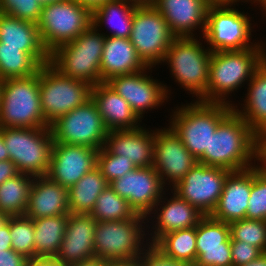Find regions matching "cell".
Wrapping results in <instances>:
<instances>
[{
  "label": "cell",
  "mask_w": 266,
  "mask_h": 266,
  "mask_svg": "<svg viewBox=\"0 0 266 266\" xmlns=\"http://www.w3.org/2000/svg\"><path fill=\"white\" fill-rule=\"evenodd\" d=\"M256 149L257 134L232 110L211 134L209 151L197 161L231 172L242 171L256 166Z\"/></svg>",
  "instance_id": "6da1fadb"
},
{
  "label": "cell",
  "mask_w": 266,
  "mask_h": 266,
  "mask_svg": "<svg viewBox=\"0 0 266 266\" xmlns=\"http://www.w3.org/2000/svg\"><path fill=\"white\" fill-rule=\"evenodd\" d=\"M266 47L212 52L206 102L234 106L228 98L249 83L255 71L266 60ZM246 82V83H245ZM235 90V91H234Z\"/></svg>",
  "instance_id": "7a4b0ae2"
},
{
  "label": "cell",
  "mask_w": 266,
  "mask_h": 266,
  "mask_svg": "<svg viewBox=\"0 0 266 266\" xmlns=\"http://www.w3.org/2000/svg\"><path fill=\"white\" fill-rule=\"evenodd\" d=\"M175 110V111H174ZM171 112L169 127L182 141L187 150L198 160L209 151V142L219 123L233 110L221 103L199 100L177 106Z\"/></svg>",
  "instance_id": "3957f363"
},
{
  "label": "cell",
  "mask_w": 266,
  "mask_h": 266,
  "mask_svg": "<svg viewBox=\"0 0 266 266\" xmlns=\"http://www.w3.org/2000/svg\"><path fill=\"white\" fill-rule=\"evenodd\" d=\"M105 33L91 24L76 39L50 53L49 63L61 74L94 86L101 83L100 63Z\"/></svg>",
  "instance_id": "277c9868"
},
{
  "label": "cell",
  "mask_w": 266,
  "mask_h": 266,
  "mask_svg": "<svg viewBox=\"0 0 266 266\" xmlns=\"http://www.w3.org/2000/svg\"><path fill=\"white\" fill-rule=\"evenodd\" d=\"M196 37H176L162 63L168 64L171 77L180 88L190 93L192 98L206 102L212 52Z\"/></svg>",
  "instance_id": "5b68a950"
},
{
  "label": "cell",
  "mask_w": 266,
  "mask_h": 266,
  "mask_svg": "<svg viewBox=\"0 0 266 266\" xmlns=\"http://www.w3.org/2000/svg\"><path fill=\"white\" fill-rule=\"evenodd\" d=\"M50 127L40 105L39 70L25 78L1 81L0 128Z\"/></svg>",
  "instance_id": "8992f818"
},
{
  "label": "cell",
  "mask_w": 266,
  "mask_h": 266,
  "mask_svg": "<svg viewBox=\"0 0 266 266\" xmlns=\"http://www.w3.org/2000/svg\"><path fill=\"white\" fill-rule=\"evenodd\" d=\"M247 14L236 9L235 4H210L202 35L205 46H209L211 52L266 47L262 40L251 42L252 17Z\"/></svg>",
  "instance_id": "52a82bcc"
},
{
  "label": "cell",
  "mask_w": 266,
  "mask_h": 266,
  "mask_svg": "<svg viewBox=\"0 0 266 266\" xmlns=\"http://www.w3.org/2000/svg\"><path fill=\"white\" fill-rule=\"evenodd\" d=\"M91 90L92 85L61 74L50 63L39 68L40 105L49 126L90 100Z\"/></svg>",
  "instance_id": "ba28073f"
},
{
  "label": "cell",
  "mask_w": 266,
  "mask_h": 266,
  "mask_svg": "<svg viewBox=\"0 0 266 266\" xmlns=\"http://www.w3.org/2000/svg\"><path fill=\"white\" fill-rule=\"evenodd\" d=\"M9 159L20 173L46 176L54 144L50 127L2 128Z\"/></svg>",
  "instance_id": "9c48e42d"
},
{
  "label": "cell",
  "mask_w": 266,
  "mask_h": 266,
  "mask_svg": "<svg viewBox=\"0 0 266 266\" xmlns=\"http://www.w3.org/2000/svg\"><path fill=\"white\" fill-rule=\"evenodd\" d=\"M146 221L147 218H130L97 222L94 233L95 257L105 261L139 257L148 244Z\"/></svg>",
  "instance_id": "30bf717a"
},
{
  "label": "cell",
  "mask_w": 266,
  "mask_h": 266,
  "mask_svg": "<svg viewBox=\"0 0 266 266\" xmlns=\"http://www.w3.org/2000/svg\"><path fill=\"white\" fill-rule=\"evenodd\" d=\"M92 24V12L76 0H63L42 7L37 27L46 50L76 39Z\"/></svg>",
  "instance_id": "8fae6325"
},
{
  "label": "cell",
  "mask_w": 266,
  "mask_h": 266,
  "mask_svg": "<svg viewBox=\"0 0 266 266\" xmlns=\"http://www.w3.org/2000/svg\"><path fill=\"white\" fill-rule=\"evenodd\" d=\"M175 38L164 16L153 5L135 8L129 39L148 67L162 64Z\"/></svg>",
  "instance_id": "7c38bea8"
},
{
  "label": "cell",
  "mask_w": 266,
  "mask_h": 266,
  "mask_svg": "<svg viewBox=\"0 0 266 266\" xmlns=\"http://www.w3.org/2000/svg\"><path fill=\"white\" fill-rule=\"evenodd\" d=\"M50 129L54 143L82 145L98 151L105 145L108 134L92 98L58 118Z\"/></svg>",
  "instance_id": "4fadbf2b"
},
{
  "label": "cell",
  "mask_w": 266,
  "mask_h": 266,
  "mask_svg": "<svg viewBox=\"0 0 266 266\" xmlns=\"http://www.w3.org/2000/svg\"><path fill=\"white\" fill-rule=\"evenodd\" d=\"M231 171L197 162L171 190L204 216L215 210L227 176Z\"/></svg>",
  "instance_id": "5bb4252c"
},
{
  "label": "cell",
  "mask_w": 266,
  "mask_h": 266,
  "mask_svg": "<svg viewBox=\"0 0 266 266\" xmlns=\"http://www.w3.org/2000/svg\"><path fill=\"white\" fill-rule=\"evenodd\" d=\"M151 71L152 67H148L133 74L112 77L106 82L129 103L141 120L145 113L166 103L172 93L170 87L149 75Z\"/></svg>",
  "instance_id": "9a60e30c"
},
{
  "label": "cell",
  "mask_w": 266,
  "mask_h": 266,
  "mask_svg": "<svg viewBox=\"0 0 266 266\" xmlns=\"http://www.w3.org/2000/svg\"><path fill=\"white\" fill-rule=\"evenodd\" d=\"M162 128L155 129L153 167L163 185L171 189L198 161L168 125Z\"/></svg>",
  "instance_id": "2e32d148"
},
{
  "label": "cell",
  "mask_w": 266,
  "mask_h": 266,
  "mask_svg": "<svg viewBox=\"0 0 266 266\" xmlns=\"http://www.w3.org/2000/svg\"><path fill=\"white\" fill-rule=\"evenodd\" d=\"M109 185L129 202L136 213L145 217L153 210L163 193L169 190L163 185L153 166L137 167L123 177L114 179Z\"/></svg>",
  "instance_id": "e0dca14e"
},
{
  "label": "cell",
  "mask_w": 266,
  "mask_h": 266,
  "mask_svg": "<svg viewBox=\"0 0 266 266\" xmlns=\"http://www.w3.org/2000/svg\"><path fill=\"white\" fill-rule=\"evenodd\" d=\"M170 191L173 196H170L168 199V196H166L168 194H165L164 192L161 199L155 204L153 210L148 216H146L147 223H150L149 221L154 217L150 223L154 226L146 224V227L148 228L147 235L149 236H147L148 243L155 244L163 235L169 232L195 227L204 217L195 206H192L186 200L181 199L171 189ZM152 214H155L156 216H153Z\"/></svg>",
  "instance_id": "ac0fdd59"
},
{
  "label": "cell",
  "mask_w": 266,
  "mask_h": 266,
  "mask_svg": "<svg viewBox=\"0 0 266 266\" xmlns=\"http://www.w3.org/2000/svg\"><path fill=\"white\" fill-rule=\"evenodd\" d=\"M97 154L87 146L54 143L46 176L69 189L97 166Z\"/></svg>",
  "instance_id": "d6986e66"
},
{
  "label": "cell",
  "mask_w": 266,
  "mask_h": 266,
  "mask_svg": "<svg viewBox=\"0 0 266 266\" xmlns=\"http://www.w3.org/2000/svg\"><path fill=\"white\" fill-rule=\"evenodd\" d=\"M195 266H232L229 223L204 216L196 226Z\"/></svg>",
  "instance_id": "ffe728a7"
},
{
  "label": "cell",
  "mask_w": 266,
  "mask_h": 266,
  "mask_svg": "<svg viewBox=\"0 0 266 266\" xmlns=\"http://www.w3.org/2000/svg\"><path fill=\"white\" fill-rule=\"evenodd\" d=\"M96 224L97 221L90 214L70 213L55 259L70 265L95 258Z\"/></svg>",
  "instance_id": "44dd1931"
},
{
  "label": "cell",
  "mask_w": 266,
  "mask_h": 266,
  "mask_svg": "<svg viewBox=\"0 0 266 266\" xmlns=\"http://www.w3.org/2000/svg\"><path fill=\"white\" fill-rule=\"evenodd\" d=\"M209 5L207 0H156L153 6L164 16L176 37H194L193 32L200 29L201 38Z\"/></svg>",
  "instance_id": "7402d4cb"
},
{
  "label": "cell",
  "mask_w": 266,
  "mask_h": 266,
  "mask_svg": "<svg viewBox=\"0 0 266 266\" xmlns=\"http://www.w3.org/2000/svg\"><path fill=\"white\" fill-rule=\"evenodd\" d=\"M149 130L139 126L108 131L104 147L114 155H123L136 167L153 166L155 130Z\"/></svg>",
  "instance_id": "603a6c76"
},
{
  "label": "cell",
  "mask_w": 266,
  "mask_h": 266,
  "mask_svg": "<svg viewBox=\"0 0 266 266\" xmlns=\"http://www.w3.org/2000/svg\"><path fill=\"white\" fill-rule=\"evenodd\" d=\"M0 43H3V47H22V51L40 66L50 61L37 24L33 22L0 13Z\"/></svg>",
  "instance_id": "cb8c5ba5"
},
{
  "label": "cell",
  "mask_w": 266,
  "mask_h": 266,
  "mask_svg": "<svg viewBox=\"0 0 266 266\" xmlns=\"http://www.w3.org/2000/svg\"><path fill=\"white\" fill-rule=\"evenodd\" d=\"M68 189L47 176H34L25 216L30 219L69 215Z\"/></svg>",
  "instance_id": "d4e9b609"
},
{
  "label": "cell",
  "mask_w": 266,
  "mask_h": 266,
  "mask_svg": "<svg viewBox=\"0 0 266 266\" xmlns=\"http://www.w3.org/2000/svg\"><path fill=\"white\" fill-rule=\"evenodd\" d=\"M250 192L251 168L231 172L225 180L219 202L210 216L226 223L245 219Z\"/></svg>",
  "instance_id": "484cf974"
},
{
  "label": "cell",
  "mask_w": 266,
  "mask_h": 266,
  "mask_svg": "<svg viewBox=\"0 0 266 266\" xmlns=\"http://www.w3.org/2000/svg\"><path fill=\"white\" fill-rule=\"evenodd\" d=\"M91 98L108 131L134 129L141 126L142 120L129 103L106 82L92 86Z\"/></svg>",
  "instance_id": "4316f807"
},
{
  "label": "cell",
  "mask_w": 266,
  "mask_h": 266,
  "mask_svg": "<svg viewBox=\"0 0 266 266\" xmlns=\"http://www.w3.org/2000/svg\"><path fill=\"white\" fill-rule=\"evenodd\" d=\"M147 68L129 38L106 36L100 63L101 83Z\"/></svg>",
  "instance_id": "83f0119b"
},
{
  "label": "cell",
  "mask_w": 266,
  "mask_h": 266,
  "mask_svg": "<svg viewBox=\"0 0 266 266\" xmlns=\"http://www.w3.org/2000/svg\"><path fill=\"white\" fill-rule=\"evenodd\" d=\"M247 86L244 103L239 108L238 104L232 107L257 134L266 129V60L255 71Z\"/></svg>",
  "instance_id": "f1b7e54d"
},
{
  "label": "cell",
  "mask_w": 266,
  "mask_h": 266,
  "mask_svg": "<svg viewBox=\"0 0 266 266\" xmlns=\"http://www.w3.org/2000/svg\"><path fill=\"white\" fill-rule=\"evenodd\" d=\"M136 7L126 0L107 1L92 12V24L98 30H104L109 25L107 28L111 34L105 36L130 38Z\"/></svg>",
  "instance_id": "f546056e"
},
{
  "label": "cell",
  "mask_w": 266,
  "mask_h": 266,
  "mask_svg": "<svg viewBox=\"0 0 266 266\" xmlns=\"http://www.w3.org/2000/svg\"><path fill=\"white\" fill-rule=\"evenodd\" d=\"M69 215L33 219L35 258H55L63 240Z\"/></svg>",
  "instance_id": "4dcf8cb0"
},
{
  "label": "cell",
  "mask_w": 266,
  "mask_h": 266,
  "mask_svg": "<svg viewBox=\"0 0 266 266\" xmlns=\"http://www.w3.org/2000/svg\"><path fill=\"white\" fill-rule=\"evenodd\" d=\"M109 185L95 167L68 189V206L71 213L90 214L100 193Z\"/></svg>",
  "instance_id": "1f68e13d"
},
{
  "label": "cell",
  "mask_w": 266,
  "mask_h": 266,
  "mask_svg": "<svg viewBox=\"0 0 266 266\" xmlns=\"http://www.w3.org/2000/svg\"><path fill=\"white\" fill-rule=\"evenodd\" d=\"M34 176L19 173L0 185V212L9 216H23L28 204Z\"/></svg>",
  "instance_id": "d6a6232c"
},
{
  "label": "cell",
  "mask_w": 266,
  "mask_h": 266,
  "mask_svg": "<svg viewBox=\"0 0 266 266\" xmlns=\"http://www.w3.org/2000/svg\"><path fill=\"white\" fill-rule=\"evenodd\" d=\"M155 245L167 256L194 265L197 260L196 226L169 232Z\"/></svg>",
  "instance_id": "836d02e7"
},
{
  "label": "cell",
  "mask_w": 266,
  "mask_h": 266,
  "mask_svg": "<svg viewBox=\"0 0 266 266\" xmlns=\"http://www.w3.org/2000/svg\"><path fill=\"white\" fill-rule=\"evenodd\" d=\"M90 215L97 222L118 221L130 218H146L145 216L136 213L129 205V202L120 197L110 185L100 193Z\"/></svg>",
  "instance_id": "e575fe53"
},
{
  "label": "cell",
  "mask_w": 266,
  "mask_h": 266,
  "mask_svg": "<svg viewBox=\"0 0 266 266\" xmlns=\"http://www.w3.org/2000/svg\"><path fill=\"white\" fill-rule=\"evenodd\" d=\"M41 66L22 47H3L0 43V80L25 78L38 72Z\"/></svg>",
  "instance_id": "d590c367"
},
{
  "label": "cell",
  "mask_w": 266,
  "mask_h": 266,
  "mask_svg": "<svg viewBox=\"0 0 266 266\" xmlns=\"http://www.w3.org/2000/svg\"><path fill=\"white\" fill-rule=\"evenodd\" d=\"M12 249L28 259L35 258L33 219L23 216L9 217Z\"/></svg>",
  "instance_id": "8d00e7d4"
},
{
  "label": "cell",
  "mask_w": 266,
  "mask_h": 266,
  "mask_svg": "<svg viewBox=\"0 0 266 266\" xmlns=\"http://www.w3.org/2000/svg\"><path fill=\"white\" fill-rule=\"evenodd\" d=\"M229 225L231 241L246 242L266 252V221L245 218Z\"/></svg>",
  "instance_id": "74e56055"
},
{
  "label": "cell",
  "mask_w": 266,
  "mask_h": 266,
  "mask_svg": "<svg viewBox=\"0 0 266 266\" xmlns=\"http://www.w3.org/2000/svg\"><path fill=\"white\" fill-rule=\"evenodd\" d=\"M246 219L266 221V172L251 167V192Z\"/></svg>",
  "instance_id": "f35d334b"
},
{
  "label": "cell",
  "mask_w": 266,
  "mask_h": 266,
  "mask_svg": "<svg viewBox=\"0 0 266 266\" xmlns=\"http://www.w3.org/2000/svg\"><path fill=\"white\" fill-rule=\"evenodd\" d=\"M101 174L110 183L114 179L123 177L127 172L136 169V165L130 160L123 158V155H114L104 146L98 151L97 166Z\"/></svg>",
  "instance_id": "ab89813d"
},
{
  "label": "cell",
  "mask_w": 266,
  "mask_h": 266,
  "mask_svg": "<svg viewBox=\"0 0 266 266\" xmlns=\"http://www.w3.org/2000/svg\"><path fill=\"white\" fill-rule=\"evenodd\" d=\"M43 5L38 0H0V13L37 24Z\"/></svg>",
  "instance_id": "60d3db41"
},
{
  "label": "cell",
  "mask_w": 266,
  "mask_h": 266,
  "mask_svg": "<svg viewBox=\"0 0 266 266\" xmlns=\"http://www.w3.org/2000/svg\"><path fill=\"white\" fill-rule=\"evenodd\" d=\"M142 266H192L167 256L155 244L148 243L139 256Z\"/></svg>",
  "instance_id": "b9f144b4"
},
{
  "label": "cell",
  "mask_w": 266,
  "mask_h": 266,
  "mask_svg": "<svg viewBox=\"0 0 266 266\" xmlns=\"http://www.w3.org/2000/svg\"><path fill=\"white\" fill-rule=\"evenodd\" d=\"M263 252L246 242L231 241L232 266H242L255 260Z\"/></svg>",
  "instance_id": "7bdbcfd3"
},
{
  "label": "cell",
  "mask_w": 266,
  "mask_h": 266,
  "mask_svg": "<svg viewBox=\"0 0 266 266\" xmlns=\"http://www.w3.org/2000/svg\"><path fill=\"white\" fill-rule=\"evenodd\" d=\"M28 258L13 249H0V266H26Z\"/></svg>",
  "instance_id": "ee69618b"
},
{
  "label": "cell",
  "mask_w": 266,
  "mask_h": 266,
  "mask_svg": "<svg viewBox=\"0 0 266 266\" xmlns=\"http://www.w3.org/2000/svg\"><path fill=\"white\" fill-rule=\"evenodd\" d=\"M256 161V166L266 172V129L257 133Z\"/></svg>",
  "instance_id": "f6af8a7d"
},
{
  "label": "cell",
  "mask_w": 266,
  "mask_h": 266,
  "mask_svg": "<svg viewBox=\"0 0 266 266\" xmlns=\"http://www.w3.org/2000/svg\"><path fill=\"white\" fill-rule=\"evenodd\" d=\"M20 172L16 165L9 159L0 161V185L7 179L15 177Z\"/></svg>",
  "instance_id": "bcb514c9"
},
{
  "label": "cell",
  "mask_w": 266,
  "mask_h": 266,
  "mask_svg": "<svg viewBox=\"0 0 266 266\" xmlns=\"http://www.w3.org/2000/svg\"><path fill=\"white\" fill-rule=\"evenodd\" d=\"M26 266H68L55 258H32L28 259Z\"/></svg>",
  "instance_id": "7dc6e473"
},
{
  "label": "cell",
  "mask_w": 266,
  "mask_h": 266,
  "mask_svg": "<svg viewBox=\"0 0 266 266\" xmlns=\"http://www.w3.org/2000/svg\"><path fill=\"white\" fill-rule=\"evenodd\" d=\"M0 249H12V239L10 235L9 219L7 223L0 229Z\"/></svg>",
  "instance_id": "c3c4849f"
},
{
  "label": "cell",
  "mask_w": 266,
  "mask_h": 266,
  "mask_svg": "<svg viewBox=\"0 0 266 266\" xmlns=\"http://www.w3.org/2000/svg\"><path fill=\"white\" fill-rule=\"evenodd\" d=\"M106 266H142L140 258L125 259L117 261H106Z\"/></svg>",
  "instance_id": "681fc988"
},
{
  "label": "cell",
  "mask_w": 266,
  "mask_h": 266,
  "mask_svg": "<svg viewBox=\"0 0 266 266\" xmlns=\"http://www.w3.org/2000/svg\"><path fill=\"white\" fill-rule=\"evenodd\" d=\"M82 4L85 8H88L91 12L100 7L102 4L110 0H76Z\"/></svg>",
  "instance_id": "f907efd6"
},
{
  "label": "cell",
  "mask_w": 266,
  "mask_h": 266,
  "mask_svg": "<svg viewBox=\"0 0 266 266\" xmlns=\"http://www.w3.org/2000/svg\"><path fill=\"white\" fill-rule=\"evenodd\" d=\"M68 266H106V261L95 257L93 259L70 264Z\"/></svg>",
  "instance_id": "816d5d0a"
},
{
  "label": "cell",
  "mask_w": 266,
  "mask_h": 266,
  "mask_svg": "<svg viewBox=\"0 0 266 266\" xmlns=\"http://www.w3.org/2000/svg\"><path fill=\"white\" fill-rule=\"evenodd\" d=\"M9 160V154L4 144V139L2 136V128H0V161Z\"/></svg>",
  "instance_id": "f5cc1de1"
},
{
  "label": "cell",
  "mask_w": 266,
  "mask_h": 266,
  "mask_svg": "<svg viewBox=\"0 0 266 266\" xmlns=\"http://www.w3.org/2000/svg\"><path fill=\"white\" fill-rule=\"evenodd\" d=\"M242 266H266V252H263L255 260Z\"/></svg>",
  "instance_id": "db71d44e"
},
{
  "label": "cell",
  "mask_w": 266,
  "mask_h": 266,
  "mask_svg": "<svg viewBox=\"0 0 266 266\" xmlns=\"http://www.w3.org/2000/svg\"><path fill=\"white\" fill-rule=\"evenodd\" d=\"M210 4H238L240 2H247V0H207ZM238 2V3H237Z\"/></svg>",
  "instance_id": "11a10c76"
},
{
  "label": "cell",
  "mask_w": 266,
  "mask_h": 266,
  "mask_svg": "<svg viewBox=\"0 0 266 266\" xmlns=\"http://www.w3.org/2000/svg\"><path fill=\"white\" fill-rule=\"evenodd\" d=\"M249 2L253 5V4H256V7H257V5L259 4L260 6L259 7H261L260 9H262L261 10V12H262V14H265V15H263V17L265 16L266 17V0H247V3L249 4ZM264 12V13H263Z\"/></svg>",
  "instance_id": "9f6ffc18"
},
{
  "label": "cell",
  "mask_w": 266,
  "mask_h": 266,
  "mask_svg": "<svg viewBox=\"0 0 266 266\" xmlns=\"http://www.w3.org/2000/svg\"><path fill=\"white\" fill-rule=\"evenodd\" d=\"M131 2L137 6H144V5H154L156 0H126Z\"/></svg>",
  "instance_id": "6f0895ef"
},
{
  "label": "cell",
  "mask_w": 266,
  "mask_h": 266,
  "mask_svg": "<svg viewBox=\"0 0 266 266\" xmlns=\"http://www.w3.org/2000/svg\"><path fill=\"white\" fill-rule=\"evenodd\" d=\"M9 217V215L0 212V229L7 223Z\"/></svg>",
  "instance_id": "680465c9"
},
{
  "label": "cell",
  "mask_w": 266,
  "mask_h": 266,
  "mask_svg": "<svg viewBox=\"0 0 266 266\" xmlns=\"http://www.w3.org/2000/svg\"><path fill=\"white\" fill-rule=\"evenodd\" d=\"M38 1L44 6V5L52 4L54 2H59L63 0H38Z\"/></svg>",
  "instance_id": "91938a15"
},
{
  "label": "cell",
  "mask_w": 266,
  "mask_h": 266,
  "mask_svg": "<svg viewBox=\"0 0 266 266\" xmlns=\"http://www.w3.org/2000/svg\"><path fill=\"white\" fill-rule=\"evenodd\" d=\"M0 101H1V80H0Z\"/></svg>",
  "instance_id": "94428289"
}]
</instances>
